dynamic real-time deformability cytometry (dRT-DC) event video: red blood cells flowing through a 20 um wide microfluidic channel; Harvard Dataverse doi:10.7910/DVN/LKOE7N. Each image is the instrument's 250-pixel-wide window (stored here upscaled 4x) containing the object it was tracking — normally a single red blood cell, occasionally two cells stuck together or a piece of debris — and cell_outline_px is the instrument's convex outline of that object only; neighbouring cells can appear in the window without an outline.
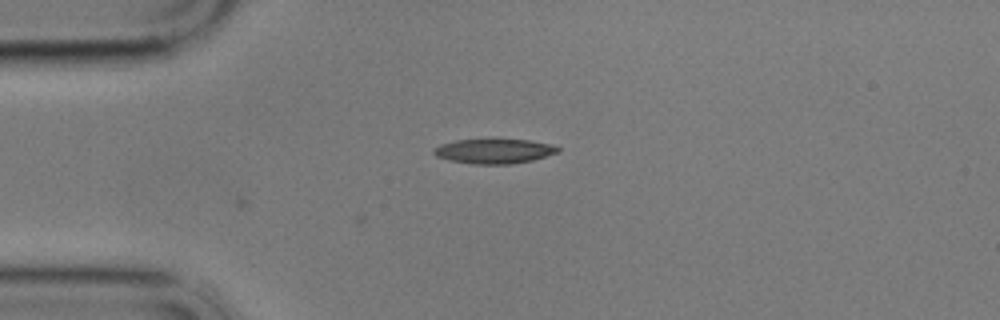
{"species": "common noctule bat (a hibernating species)", "species_latin": "Nyctalus noctula", "temperature_condition": "cold", "stored_images_in_passage": 2, "camera_frame_rate_fps": 3000, "um_per_image_px": 0.085, "animal": {"sex": "male", "body_mass_g": 17.9}, "frame": {"image": 1, "passage_image": 2, "time_ms": 0.333, "image_size_px": [1000, 320], "cell_outline_px": [[560, 152], [532, 160], [512, 164], [472, 164], [448, 160], [436, 156], [432, 152], [432, 148], [440, 144], [456, 140], [488, 136], [528, 140], [552, 144], [560, 148]], "centroid_in_image_um": [41.96, 12.8], "position_along_channel_um": 43.0, "area_um2": 18.9}}